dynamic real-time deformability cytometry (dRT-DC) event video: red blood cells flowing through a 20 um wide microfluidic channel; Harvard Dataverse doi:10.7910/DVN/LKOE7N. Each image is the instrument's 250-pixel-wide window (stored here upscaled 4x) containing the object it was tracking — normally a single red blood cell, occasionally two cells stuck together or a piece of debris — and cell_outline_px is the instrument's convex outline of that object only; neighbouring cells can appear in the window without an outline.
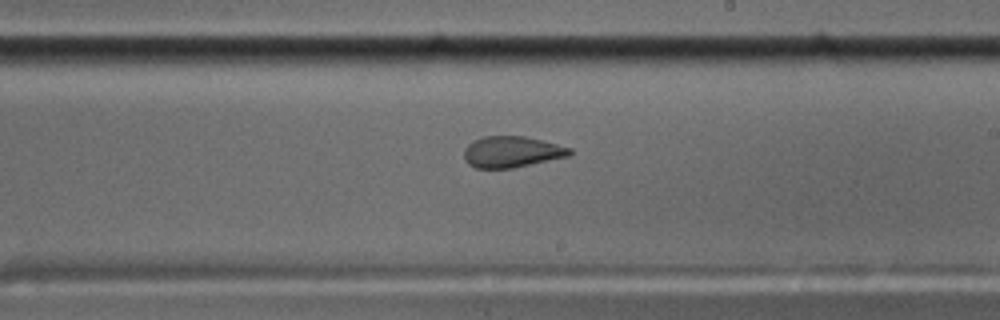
{"species": "common noctule bat (a hibernating species)", "species_latin": "Nyctalus noctula", "temperature_condition": "cold", "stored_images_in_passage": 36, "camera_frame_rate_fps": 3000, "um_per_image_px": 0.085, "animal": {"sex": "male", "body_mass_g": 17.5, "forearm_length_mm": 52.3}, "frame": {"image": 1, "passage_image": 20, "time_ms": 6.333, "image_size_px": [1000, 320], "cell_outline_px": [[572, 156], [512, 168], [476, 168], [468, 164], [464, 160], [464, 148], [472, 140], [484, 136], [524, 136], [572, 148]], "centroid_in_image_um": [43.49, 12.91], "position_along_channel_um": 245.5, "area_um2": 19.36}}
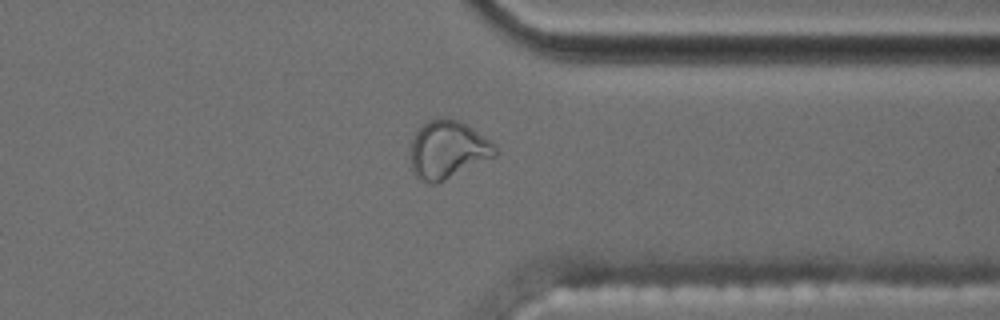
{"frame": {"image": 2, "passage_image": 31, "time_ms": 10.0, "image_size_px": [1000, 320], "cell_outline_px": [[496, 156], [436, 184], [432, 184], [416, 176], [412, 168], [412, 136], [428, 120], [444, 116], [460, 120], [472, 128], [488, 140], [496, 148]], "centroid_in_image_um": [38.06, 12.7], "position_along_channel_um": 373.3, "area_um2": 28.15}, "authors_computed_cell_mechanics": {"area_um2": 20.4034, "velocity_mm_per_s": 3.5331, "shape_relaxation_time_tau1_ms": null, "shape_relaxation_time_tau2_ms": 1.4999, "deformation_change_tau1": null, "deformation_change_tau2": 0.073}}